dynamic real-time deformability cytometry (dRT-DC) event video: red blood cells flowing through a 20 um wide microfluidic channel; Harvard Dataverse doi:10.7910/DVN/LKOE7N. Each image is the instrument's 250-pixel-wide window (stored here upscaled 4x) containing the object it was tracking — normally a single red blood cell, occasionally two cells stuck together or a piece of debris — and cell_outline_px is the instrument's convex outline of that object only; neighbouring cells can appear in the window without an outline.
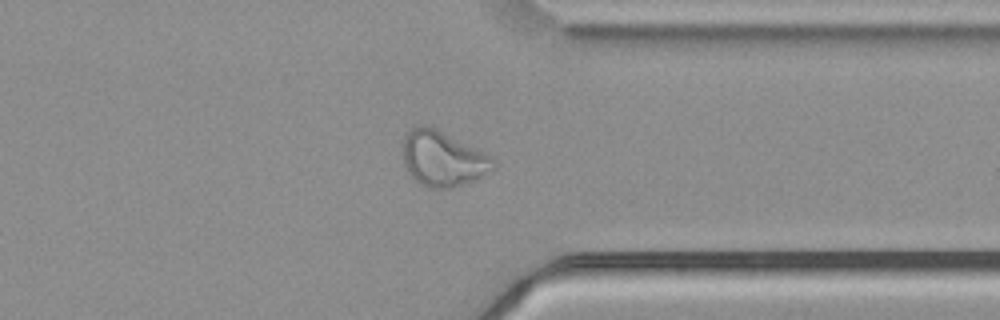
{"species": "common noctule bat (a hibernating species)", "species_latin": "Nyctalus noctula", "temperature_condition": "cold", "stored_images_in_passage": 43, "camera_frame_rate_fps": 3000, "um_per_image_px": 0.085, "animal": {"sex": "male", "body_mass_g": 21.5, "forearm_length_mm": 52.0}, "frame": {"image": 1, "passage_image": 31, "time_ms": 10.0, "image_size_px": [1000, 320], "cell_outline_px": [[496, 168], [484, 176], [476, 180], [452, 188], [428, 188], [420, 184], [408, 172], [404, 164], [404, 136], [416, 124], [420, 124], [436, 128], [496, 156]], "centroid_in_image_um": [37.72, 13.49], "position_along_channel_um": 373.7, "area_um2": 29.77}, "authors_computed_cell_mechanics": {"area_um2": 29.3046, "velocity_mm_per_s": 3.7304, "shape_relaxation_time_tau1_ms": null, "shape_relaxation_time_tau2_ms": 1.895, "deformation_change_tau1": null, "deformation_change_tau2": 0.1033}}